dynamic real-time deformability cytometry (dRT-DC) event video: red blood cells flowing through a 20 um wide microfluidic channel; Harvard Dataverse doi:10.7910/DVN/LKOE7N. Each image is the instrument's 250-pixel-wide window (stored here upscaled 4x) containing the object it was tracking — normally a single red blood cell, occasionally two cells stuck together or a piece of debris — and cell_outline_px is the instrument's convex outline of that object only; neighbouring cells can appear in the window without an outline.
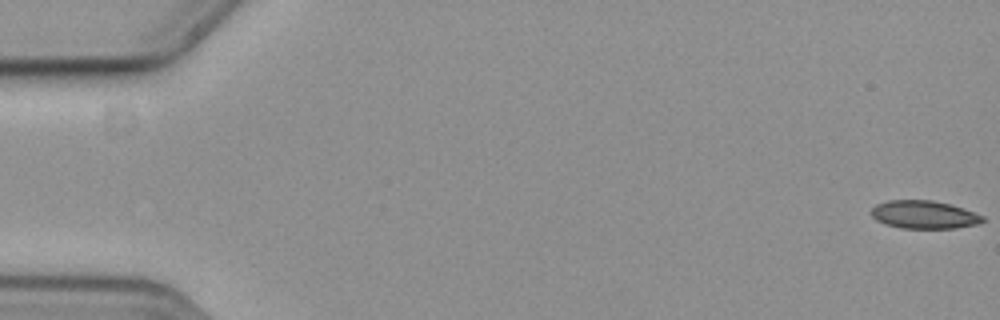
{"species": "common noctule bat (a hibernating species)", "species_latin": "Nyctalus noctula", "temperature_condition": "cold", "stored_images_in_passage": 16, "camera_frame_rate_fps": 3000, "um_per_image_px": 0.085, "animal": {"sex": "female", "body_mass_g": 19.3, "forearm_length_mm": 54.1}, "frame": {"image": 1, "passage_image": 1, "time_ms": 0.0, "image_size_px": [1000, 320], "cell_outline_px": [[984, 220], [980, 224], [956, 228], [900, 228], [884, 224], [876, 220], [872, 216], [872, 208], [876, 204], [888, 200], [932, 200], [964, 208], [984, 216]], "centroid_in_image_um": [78.55, 18.25], "position_along_channel_um": 6.4, "area_um2": 18.26}}
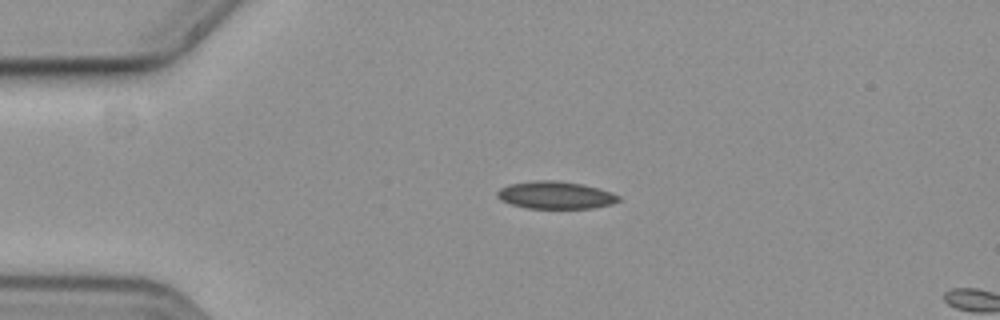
{"frame": {"image": 2, "passage_image": 14, "time_ms": 4.333, "image_size_px": [1000, 320], "cell_outline_px": [[620, 200], [612, 204], [592, 208], [524, 208], [500, 200], [496, 196], [496, 192], [500, 188], [508, 184], [536, 180], [556, 180], [580, 184], [612, 192], [620, 196]], "centroid_in_image_um": [47.18, 16.58], "position_along_channel_um": 37.8, "area_um2": 19.42}}